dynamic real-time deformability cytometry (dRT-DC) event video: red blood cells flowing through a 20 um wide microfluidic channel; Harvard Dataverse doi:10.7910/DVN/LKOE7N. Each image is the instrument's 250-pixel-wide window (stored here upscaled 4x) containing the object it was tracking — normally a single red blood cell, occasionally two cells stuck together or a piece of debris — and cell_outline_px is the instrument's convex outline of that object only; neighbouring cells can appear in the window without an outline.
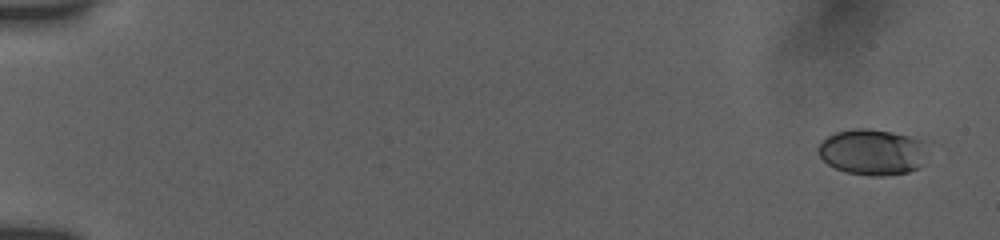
{"species": "human", "species_latin": "Homo sapiens", "temperature_condition": "room temperature", "stored_images_in_passage": 56, "camera_frame_rate_fps": 3000, "um_per_image_px": 0.085, "donor": {"sex": "female"}, "frame": {"image": 1, "passage_image": 3, "time_ms": 0.667, "image_size_px": [1000, 240], "cell_outline_px": [[924, 140], [920, 168], [908, 172], [880, 176], [872, 176], [848, 172], [836, 168], [828, 164], [820, 156], [816, 148], [828, 136], [836, 132], [856, 128], [868, 128], [892, 132]], "centroid_in_image_um": [74.11, 12.91], "position_along_channel_um": 10.9, "area_um2": 28.78}}
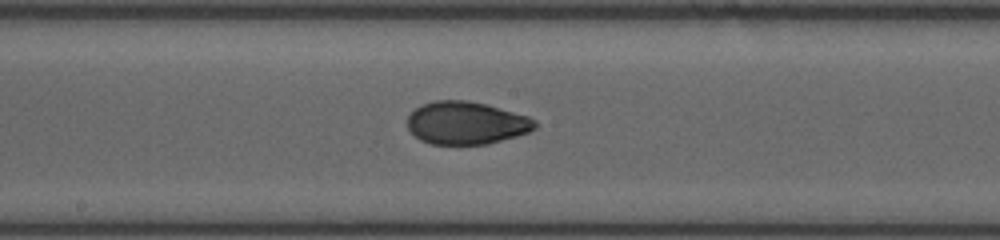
{"frame": {"image": 2, "passage_image": 32, "time_ms": 10.333, "image_size_px": [1000, 240], "cell_outline_px": [[540, 124], [536, 128], [528, 132], [516, 136], [488, 144], [432, 144], [420, 140], [408, 128], [408, 116], [420, 104], [432, 100], [468, 100], [484, 104], [528, 116], [536, 120]], "centroid_in_image_um": [39.64, 10.45], "position_along_channel_um": 208.6, "area_um2": 31.79}}
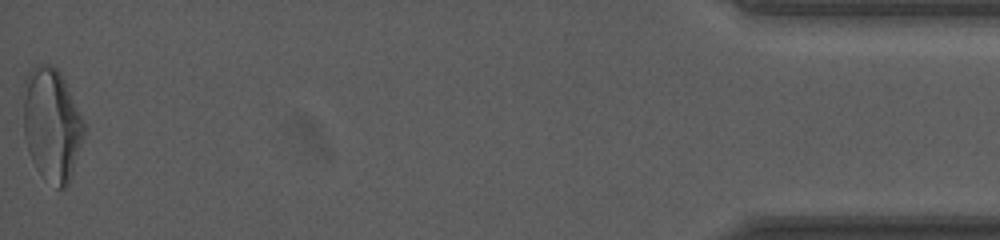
{"frame": {"image": 3, "passage_image": 56, "time_ms": 18.333, "image_size_px": [1000, 240], "cell_outline_px": [[84, 132], [72, 172], [68, 184], [64, 188], [56, 188], [36, 168], [28, 152], [24, 136], [20, 92], [24, 80], [28, 72], [36, 64], [52, 64], [60, 72], [84, 120]], "centroid_in_image_um": [4.33, 10.52], "position_along_channel_um": 430.9, "area_um2": 40.4}, "authors_computed_cell_mechanics": {"area_um2": 31.7322, "velocity_mm_per_s": 3.8342, "shape_relaxation_time_tau1_ms": 8.81, "shape_relaxation_time_tau2_ms": 1.3989, "deformation_change_tau1": 0.2327, "deformation_change_tau2": 0.0547}}